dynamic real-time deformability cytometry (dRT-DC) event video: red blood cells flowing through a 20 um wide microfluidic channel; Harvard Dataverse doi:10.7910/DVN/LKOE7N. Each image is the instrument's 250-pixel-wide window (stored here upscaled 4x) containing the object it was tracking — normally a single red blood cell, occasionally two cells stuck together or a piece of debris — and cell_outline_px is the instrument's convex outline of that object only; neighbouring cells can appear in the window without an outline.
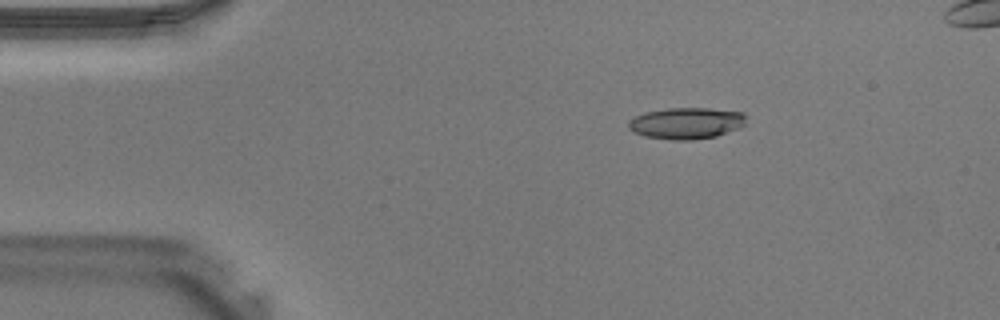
{"species": "Egyptian fruit bat (a non-hibernating species)", "species_latin": "Rousettus aegyptiacus", "temperature_condition": "warm", "stored_images_in_passage": 40, "camera_frame_rate_fps": 3000, "um_per_image_px": 0.085, "animal": {"sex": "male"}, "frame": {"image": 1, "passage_image": 7, "time_ms": 2.0, "image_size_px": [1000, 320], "cell_outline_px": [[744, 124], [736, 128], [716, 136], [692, 140], [672, 140], [644, 136], [632, 132], [628, 128], [628, 120], [644, 112], [668, 108], [708, 108], [744, 112]], "centroid_in_image_um": [58.27, 10.47], "position_along_channel_um": 26.7, "area_um2": 21.5}}
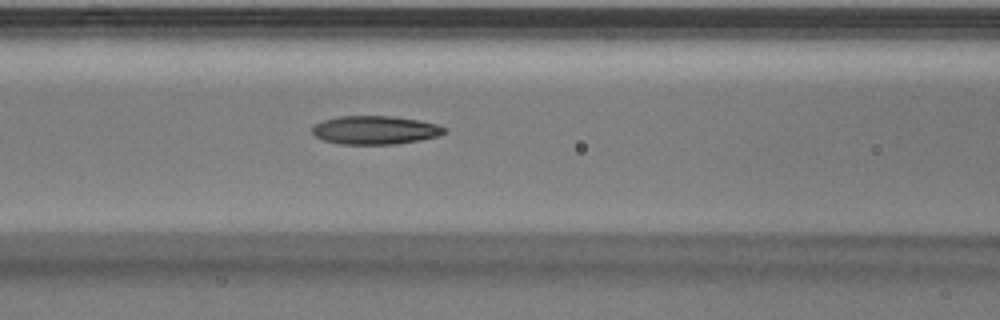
{"frame": {"image": 2, "passage_image": 17, "time_ms": 5.333, "image_size_px": [1000, 320], "cell_outline_px": [[448, 128], [440, 136], [420, 140], [396, 144], [340, 144], [324, 140], [316, 136], [312, 132], [312, 124], [336, 116], [392, 116], [416, 120], [436, 124]], "centroid_in_image_um": [31.87, 11.05], "position_along_channel_um": 134.7, "area_um2": 21.96}}
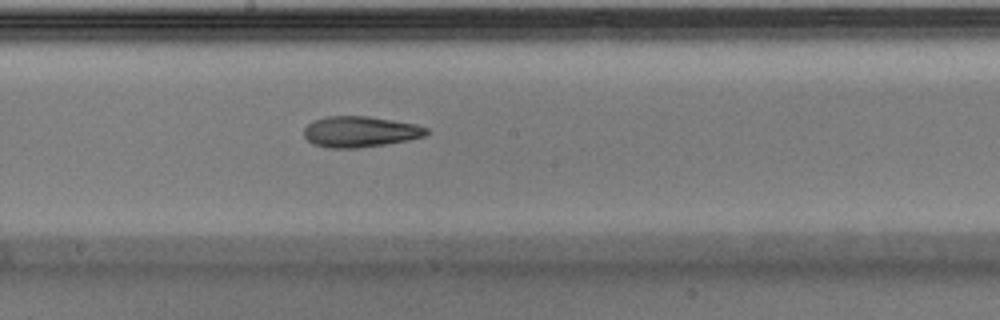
{"frame": {"image": 3, "passage_image": 22, "time_ms": 7.0, "image_size_px": [1000, 320], "cell_outline_px": [[428, 132], [424, 136], [408, 140], [384, 144], [356, 148], [328, 148], [312, 144], [304, 136], [304, 128], [308, 124], [324, 116], [368, 116], [416, 124], [428, 128]], "centroid_in_image_um": [30.59, 11.19], "position_along_channel_um": 217.6, "area_um2": 21.96}}